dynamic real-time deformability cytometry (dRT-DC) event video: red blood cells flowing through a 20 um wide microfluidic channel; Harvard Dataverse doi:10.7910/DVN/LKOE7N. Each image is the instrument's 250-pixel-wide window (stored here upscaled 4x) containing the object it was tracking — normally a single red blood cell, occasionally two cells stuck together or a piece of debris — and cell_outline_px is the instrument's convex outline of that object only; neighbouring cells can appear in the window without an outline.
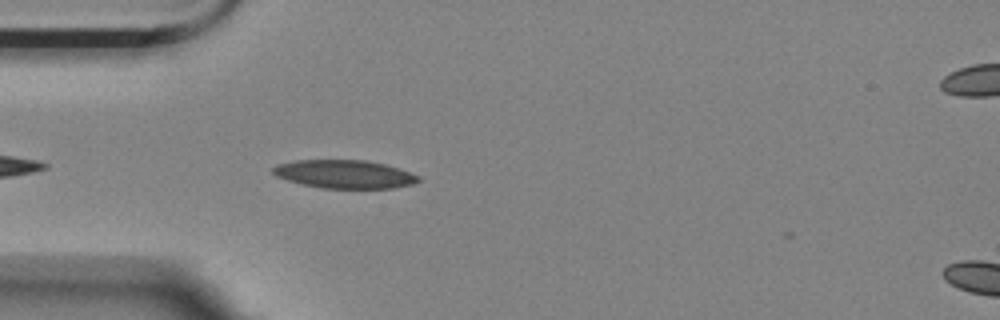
{"species": "Egyptian fruit bat (a non-hibernating species)", "species_latin": "Rousettus aegyptiacus", "temperature_condition": "room temperature", "stored_images_in_passage": 28, "camera_frame_rate_fps": 3000, "um_per_image_px": 0.085, "animal": {"sex": "female"}, "frame": {"image": 1, "passage_image": 4, "time_ms": 1.0, "image_size_px": [1000, 320], "cell_outline_px": [[420, 180], [412, 184], [392, 188], [320, 188], [288, 180], [276, 176], [272, 172], [272, 168], [276, 164], [296, 160], [364, 160], [384, 164], [420, 176]], "centroid_in_image_um": [29.25, 14.8], "position_along_channel_um": 55.8, "area_um2": 23.76}}
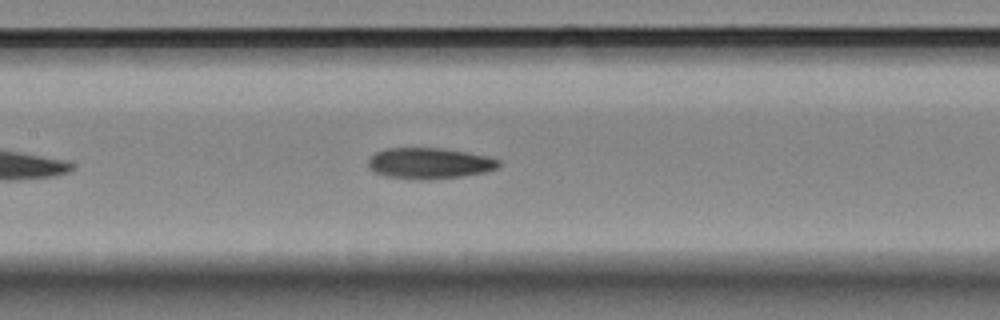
{"frame": {"image": 2, "passage_image": 14, "time_ms": 4.333, "image_size_px": [1000, 320], "cell_outline_px": [[500, 164], [496, 168], [484, 172], [464, 176], [428, 180], [420, 180], [388, 176], [376, 172], [368, 168], [368, 160], [376, 152], [384, 148], [440, 148], [488, 156], [500, 160]], "centroid_in_image_um": [36.49, 13.88], "position_along_channel_um": 170.9, "area_um2": 23.47}}
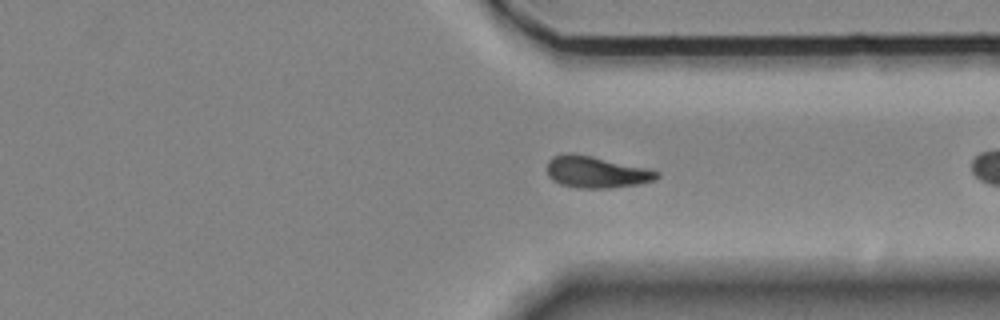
{"frame": {"image": 3, "passage_image": 27, "time_ms": 8.667, "image_size_px": [1000, 320], "cell_outline_px": [[660, 176], [656, 180], [640, 184], [612, 188], [576, 188], [560, 184], [552, 180], [548, 176], [548, 160], [552, 156], [564, 152], [572, 152], [592, 156], [644, 168], [660, 172]], "centroid_in_image_um": [50.65, 14.62], "position_along_channel_um": 360.8, "area_um2": 20.4}}